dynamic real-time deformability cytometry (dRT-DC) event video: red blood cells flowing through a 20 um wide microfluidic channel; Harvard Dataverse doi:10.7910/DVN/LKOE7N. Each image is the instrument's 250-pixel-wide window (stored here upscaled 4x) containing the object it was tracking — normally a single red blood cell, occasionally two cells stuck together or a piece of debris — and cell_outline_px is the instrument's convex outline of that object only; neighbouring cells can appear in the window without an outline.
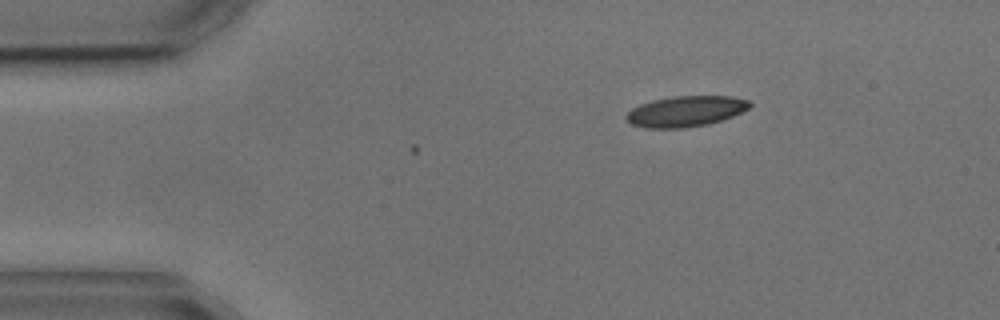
{"species": "common noctule bat (a hibernating species)", "species_latin": "Nyctalus noctula", "temperature_condition": "cold", "stored_images_in_passage": 4, "camera_frame_rate_fps": 3000, "um_per_image_px": 0.085, "animal": {"sex": "male", "body_mass_g": 17.9, "forearm_length_mm": 54.2}, "frame": {"image": 1, "passage_image": 4, "time_ms": 3.667, "image_size_px": [1000, 320], "cell_outline_px": [[752, 104], [748, 108], [732, 116], [708, 124], [684, 128], [644, 128], [632, 124], [624, 116], [632, 108], [640, 104], [652, 100], [672, 96], [732, 96], [748, 100]], "centroid_in_image_um": [58.26, 9.46], "position_along_channel_um": 26.7, "area_um2": 22.02}}